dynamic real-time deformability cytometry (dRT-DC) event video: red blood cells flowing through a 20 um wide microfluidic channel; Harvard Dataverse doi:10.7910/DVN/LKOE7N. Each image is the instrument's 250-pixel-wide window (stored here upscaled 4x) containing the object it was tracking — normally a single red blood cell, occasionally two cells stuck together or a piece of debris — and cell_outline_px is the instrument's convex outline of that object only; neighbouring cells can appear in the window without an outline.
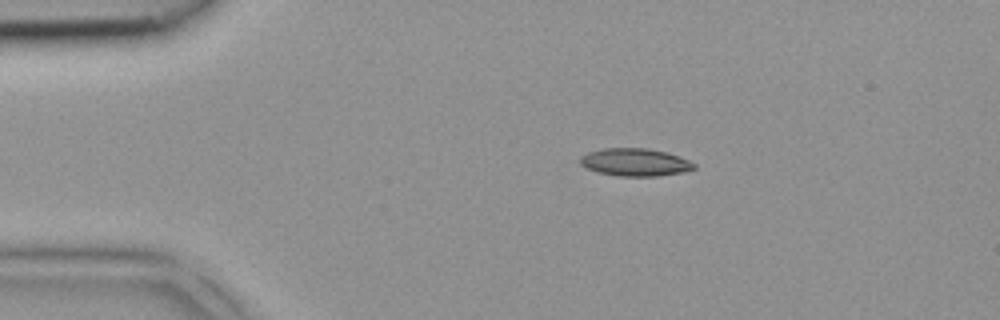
{"species": "common noctule bat (a hibernating species)", "species_latin": "Nyctalus noctula", "temperature_condition": "room temperature", "stored_images_in_passage": 3, "camera_frame_rate_fps": 3000, "um_per_image_px": 0.085, "animal": {"sex": "female", "body_mass_g": 18.4}, "frame": {"image": 1, "passage_image": 2, "time_ms": 0.333, "image_size_px": [1000, 320], "cell_outline_px": [[696, 168], [680, 172], [656, 176], [616, 176], [596, 172], [580, 164], [580, 156], [588, 152], [604, 148], [648, 148], [668, 152], [680, 156], [696, 164]], "centroid_in_image_um": [53.97, 13.78], "position_along_channel_um": 31.0, "area_um2": 18.44}}